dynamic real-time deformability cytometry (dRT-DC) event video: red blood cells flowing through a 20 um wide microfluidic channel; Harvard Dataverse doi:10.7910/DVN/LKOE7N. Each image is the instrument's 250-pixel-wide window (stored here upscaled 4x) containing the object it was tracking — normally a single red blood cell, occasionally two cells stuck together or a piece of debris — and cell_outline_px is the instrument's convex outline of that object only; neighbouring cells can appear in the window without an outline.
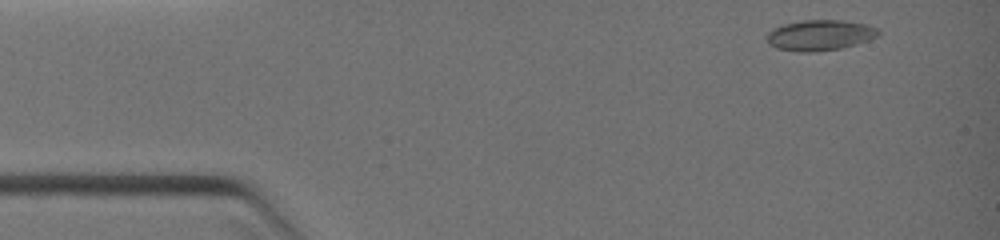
{"species": "common noctule bat (a hibernating species)", "species_latin": "Nyctalus noctula", "temperature_condition": "warm", "stored_images_in_passage": 29, "camera_frame_rate_fps": 3000, "um_per_image_px": 0.085, "animal": {"sex": "female", "body_mass_g": 19.0, "forearm_length_mm": 51.5}, "frame": {"image": 1, "passage_image": 1, "time_ms": 0.0, "image_size_px": [1000, 240], "cell_outline_px": [[880, 36], [868, 40], [840, 48], [812, 52], [800, 52], [776, 48], [768, 44], [764, 36], [772, 28], [784, 24], [804, 20], [840, 20], [868, 24], [876, 28], [880, 32]], "centroid_in_image_um": [69.65, 2.99], "position_along_channel_um": 15.3, "area_um2": 20.0}}
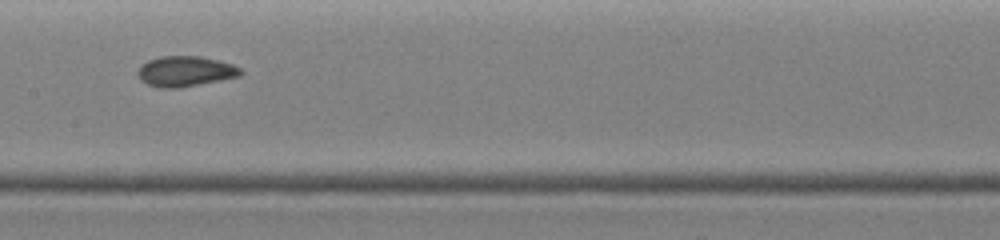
{"frame": {"image": 2, "passage_image": 15, "time_ms": 5.0, "image_size_px": [1000, 240], "cell_outline_px": [[244, 72], [240, 76], [220, 80], [176, 88], [160, 88], [148, 84], [140, 80], [136, 72], [140, 64], [148, 60], [160, 56], [200, 56], [220, 60], [232, 64], [240, 68]], "centroid_in_image_um": [15.73, 6.05], "position_along_channel_um": 191.7, "area_um2": 18.32}}
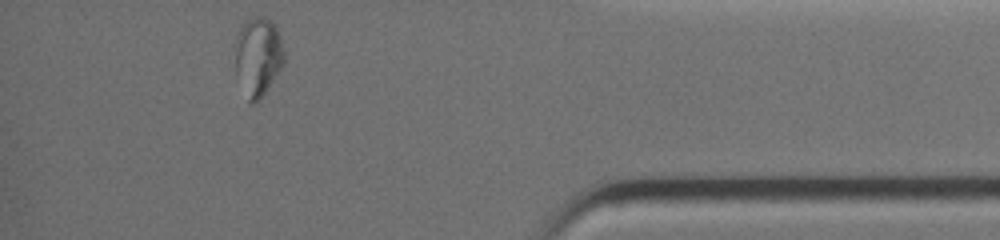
{"frame": {"image": 3, "passage_image": 28, "time_ms": 9.667, "image_size_px": [1000, 240], "cell_outline_px": [[284, 64], [260, 100], [252, 104], [248, 100], [236, 76], [232, 44], [244, 20], [252, 16], [264, 16], [276, 24], [284, 48]], "centroid_in_image_um": [21.89, 4.76], "position_along_channel_um": 413.3, "area_um2": 23.41}}